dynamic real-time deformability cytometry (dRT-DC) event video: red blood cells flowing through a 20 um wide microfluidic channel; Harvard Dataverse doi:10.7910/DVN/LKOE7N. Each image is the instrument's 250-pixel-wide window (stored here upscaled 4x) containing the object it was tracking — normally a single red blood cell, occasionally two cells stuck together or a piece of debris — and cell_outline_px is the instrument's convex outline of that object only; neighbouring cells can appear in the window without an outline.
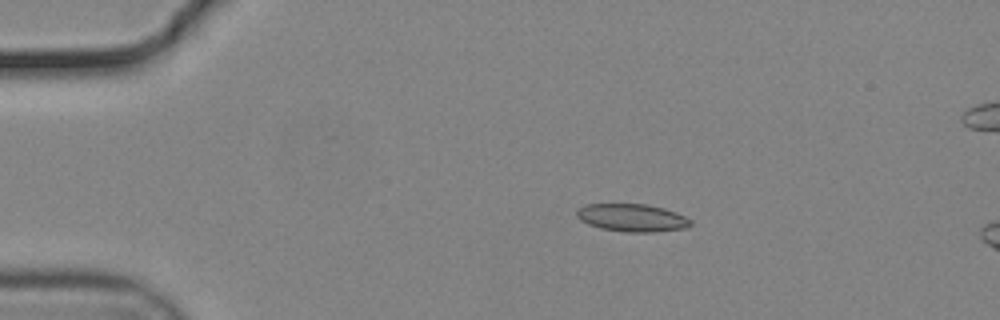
{"species": "common noctule bat (a hibernating species)", "species_latin": "Nyctalus noctula", "temperature_condition": "cold", "stored_images_in_passage": 18, "camera_frame_rate_fps": 3000, "um_per_image_px": 0.085, "animal": {"sex": "male", "body_mass_g": 19.2, "forearm_length_mm": 51.8}, "frame": {"image": 1, "passage_image": 11, "time_ms": 3.333, "image_size_px": [1000, 320], "cell_outline_px": [[692, 224], [688, 228], [652, 232], [624, 232], [600, 228], [588, 224], [580, 220], [576, 216], [576, 208], [584, 204], [644, 204], [664, 208], [676, 212], [692, 220]], "centroid_in_image_um": [53.71, 18.51], "position_along_channel_um": 31.3, "area_um2": 18.61}}